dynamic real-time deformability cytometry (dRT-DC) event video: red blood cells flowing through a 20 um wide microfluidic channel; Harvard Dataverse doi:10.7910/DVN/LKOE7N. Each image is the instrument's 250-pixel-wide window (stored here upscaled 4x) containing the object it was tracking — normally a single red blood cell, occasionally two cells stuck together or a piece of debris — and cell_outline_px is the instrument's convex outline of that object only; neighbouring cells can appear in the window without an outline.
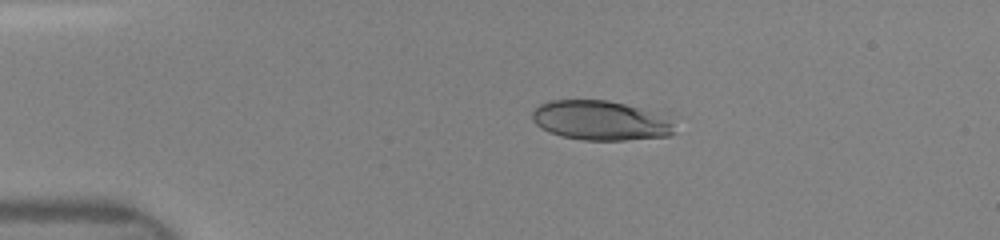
{"species": "human", "species_latin": "Homo sapiens", "temperature_condition": "room temperature", "stored_images_in_passage": 7, "camera_frame_rate_fps": 3000, "um_per_image_px": 0.085, "donor": {"sex": "female"}, "frame": {"image": 1, "passage_image": 1, "time_ms": 0.0, "image_size_px": [1000, 240], "cell_outline_px": [[672, 132], [668, 136], [624, 140], [584, 140], [560, 136], [548, 132], [536, 124], [532, 120], [532, 112], [540, 104], [548, 100], [608, 100], [640, 108], [668, 120], [672, 124]], "centroid_in_image_um": [50.93, 10.24], "position_along_channel_um": 34.1, "area_um2": 32.25}}
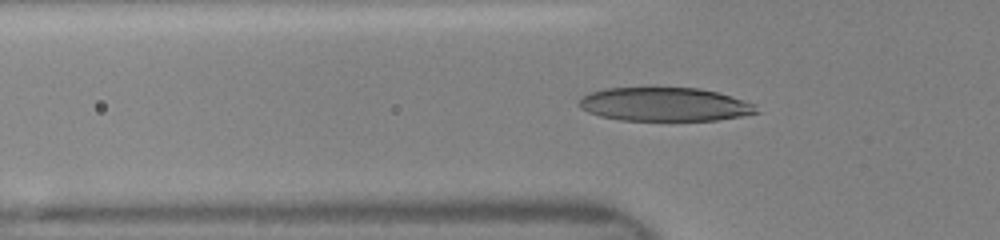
{"frame": {"image": 2, "passage_image": 5, "time_ms": 2.0, "image_size_px": [1000, 240], "cell_outline_px": [[760, 112], [744, 116], [716, 120], [620, 120], [600, 116], [588, 112], [580, 108], [580, 100], [584, 96], [592, 92], [604, 88], [700, 88], [732, 96], [756, 104]], "centroid_in_image_um": [56.55, 8.87], "position_along_channel_um": 69.3, "area_um2": 34.74}}